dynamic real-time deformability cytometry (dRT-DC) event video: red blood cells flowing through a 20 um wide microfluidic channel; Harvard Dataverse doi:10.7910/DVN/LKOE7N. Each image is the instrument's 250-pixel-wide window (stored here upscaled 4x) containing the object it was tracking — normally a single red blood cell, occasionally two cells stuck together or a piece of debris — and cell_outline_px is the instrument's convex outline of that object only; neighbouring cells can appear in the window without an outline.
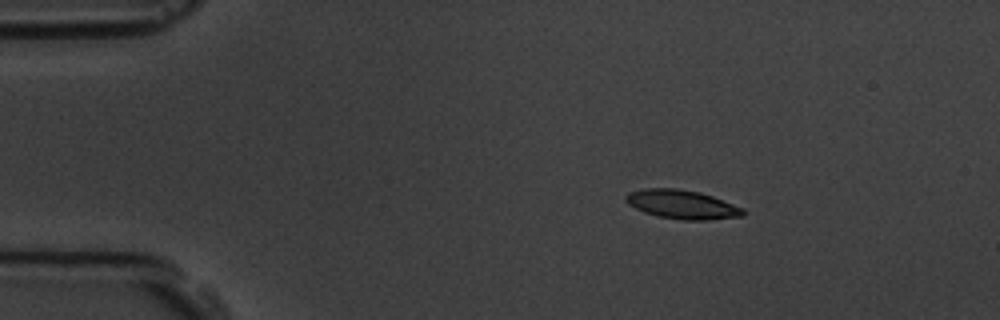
{"species": "common noctule bat (a hibernating species)", "species_latin": "Nyctalus noctula", "temperature_condition": "room temperature", "stored_images_in_passage": 4, "camera_frame_rate_fps": 3000, "um_per_image_px": 0.085, "animal": {"sex": "male", "body_mass_g": 19.5, "forearm_length_mm": 54.6}, "frame": {"image": 1, "passage_image": 2, "time_ms": 2.0, "image_size_px": [1000, 320], "cell_outline_px": [[744, 216], [708, 220], [684, 220], [656, 216], [644, 212], [628, 204], [624, 200], [624, 196], [628, 192], [644, 188], [676, 188], [700, 192], [712, 196], [744, 208]], "centroid_in_image_um": [57.95, 17.37], "position_along_channel_um": 27.0, "area_um2": 19.88}}